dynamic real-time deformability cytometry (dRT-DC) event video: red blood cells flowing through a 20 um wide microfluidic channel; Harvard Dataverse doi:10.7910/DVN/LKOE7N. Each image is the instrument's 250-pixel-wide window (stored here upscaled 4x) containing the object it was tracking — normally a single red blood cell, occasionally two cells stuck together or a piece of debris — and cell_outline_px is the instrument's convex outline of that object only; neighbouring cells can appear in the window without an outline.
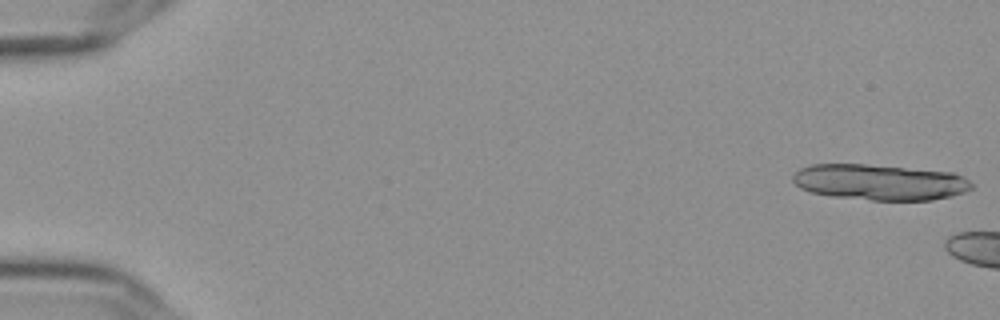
{"species": "Egyptian fruit bat (a non-hibernating species)", "species_latin": "Rousettus aegyptiacus", "temperature_condition": "cold", "stored_images_in_passage": 8, "camera_frame_rate_fps": 3000, "um_per_image_px": 0.085, "frame": {"image": 1, "passage_image": 1, "time_ms": 0.0, "image_size_px": [1000, 320], "cell_outline_px": [[972, 188], [964, 192], [952, 196], [932, 200], [872, 200], [832, 196], [812, 192], [800, 188], [792, 180], [792, 176], [800, 168], [812, 164], [864, 164], [952, 172], [968, 180], [972, 184]], "centroid_in_image_um": [74.76, 15.48], "position_along_channel_um": 10.2, "area_um2": 37.11}}